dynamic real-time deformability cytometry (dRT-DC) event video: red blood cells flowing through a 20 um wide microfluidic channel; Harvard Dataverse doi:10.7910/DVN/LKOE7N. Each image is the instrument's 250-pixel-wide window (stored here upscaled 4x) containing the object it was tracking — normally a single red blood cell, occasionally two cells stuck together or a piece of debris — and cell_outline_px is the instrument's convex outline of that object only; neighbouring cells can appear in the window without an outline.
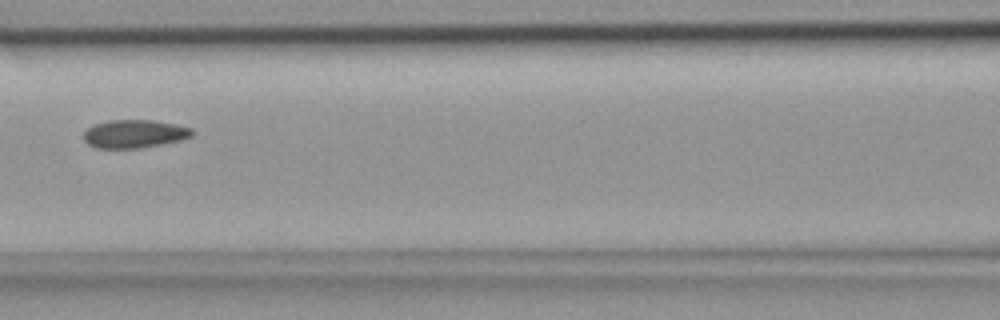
{"species": "common noctule bat (a hibernating species)", "species_latin": "Nyctalus noctula", "temperature_condition": "room temperature", "stored_images_in_passage": 4, "camera_frame_rate_fps": 3000, "um_per_image_px": 0.085, "animal": {"sex": "female", "body_mass_g": 18.4}, "frame": {"image": 1, "passage_image": 4, "time_ms": 1.0, "image_size_px": [1000, 320], "cell_outline_px": [[196, 132], [192, 136], [180, 140], [140, 148], [96, 148], [88, 144], [84, 140], [84, 132], [92, 124], [108, 120], [152, 120], [176, 124], [192, 128]], "centroid_in_image_um": [11.43, 11.37], "position_along_channel_um": 155.2, "area_um2": 17.92}}